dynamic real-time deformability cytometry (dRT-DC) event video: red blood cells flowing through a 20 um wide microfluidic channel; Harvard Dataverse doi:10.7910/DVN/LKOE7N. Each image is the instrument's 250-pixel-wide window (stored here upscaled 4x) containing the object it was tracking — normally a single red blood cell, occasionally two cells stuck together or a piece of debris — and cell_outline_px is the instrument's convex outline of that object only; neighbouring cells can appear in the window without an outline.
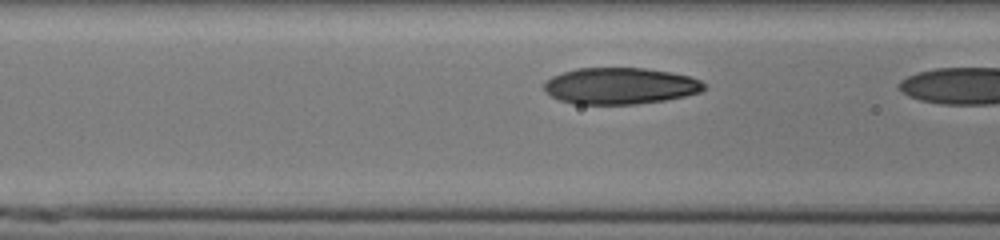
{"species": "human", "species_latin": "Homo sapiens", "temperature_condition": "cold", "stored_images_in_passage": 8, "camera_frame_rate_fps": 3000, "um_per_image_px": 0.085, "donor": {"sex": "male"}, "frame": {"image": 1, "passage_image": 7, "time_ms": 2.0, "image_size_px": [1000, 240], "cell_outline_px": [[704, 88], [700, 92], [684, 96], [664, 100], [636, 104], [572, 104], [560, 100], [552, 96], [544, 88], [544, 80], [552, 76], [576, 68], [644, 68], [668, 72], [688, 76], [700, 80], [704, 84]], "centroid_in_image_um": [52.68, 7.3], "position_along_channel_um": 113.9, "area_um2": 33.81}}